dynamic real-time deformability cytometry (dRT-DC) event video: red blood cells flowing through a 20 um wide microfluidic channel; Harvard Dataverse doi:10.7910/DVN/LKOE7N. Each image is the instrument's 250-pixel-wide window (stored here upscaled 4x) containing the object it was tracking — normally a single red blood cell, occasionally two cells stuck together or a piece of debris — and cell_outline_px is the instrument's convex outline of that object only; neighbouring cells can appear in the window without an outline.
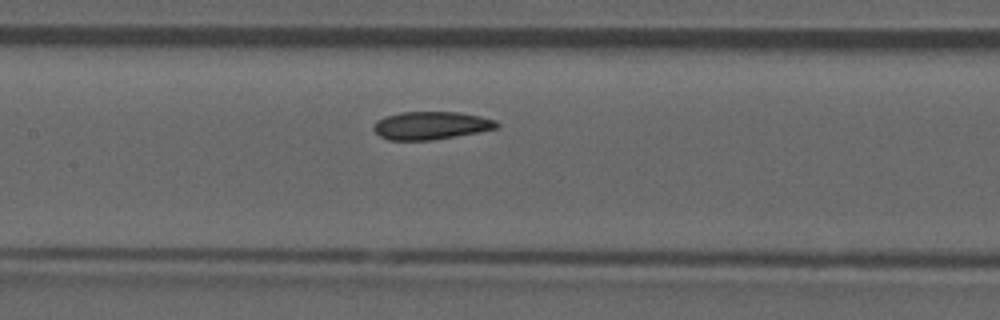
{"species": "common noctule bat (a hibernating species)", "species_latin": "Nyctalus noctula", "temperature_condition": "room temperature", "stored_images_in_passage": 40, "camera_frame_rate_fps": 3000, "um_per_image_px": 0.085, "animal": {"sex": "male", "forearm_length_mm": 52.5}, "frame": {"image": 1, "passage_image": 12, "time_ms": 3.667, "image_size_px": [1000, 320], "cell_outline_px": [[500, 128], [432, 140], [388, 140], [380, 136], [372, 128], [372, 124], [376, 120], [384, 116], [400, 112], [460, 112], [480, 116], [496, 120], [500, 124]], "centroid_in_image_um": [36.62, 10.66], "position_along_channel_um": 170.8, "area_um2": 20.23}, "authors_computed_cell_mechanics": {"area_um2": 20.0566, "velocity_mm_per_s": 3.8943, "shape_relaxation_time_tau1_ms": 5.234, "shape_relaxation_time_tau2_ms": null, "deformation_change_tau1": 0.0891, "deformation_change_tau2": null}}